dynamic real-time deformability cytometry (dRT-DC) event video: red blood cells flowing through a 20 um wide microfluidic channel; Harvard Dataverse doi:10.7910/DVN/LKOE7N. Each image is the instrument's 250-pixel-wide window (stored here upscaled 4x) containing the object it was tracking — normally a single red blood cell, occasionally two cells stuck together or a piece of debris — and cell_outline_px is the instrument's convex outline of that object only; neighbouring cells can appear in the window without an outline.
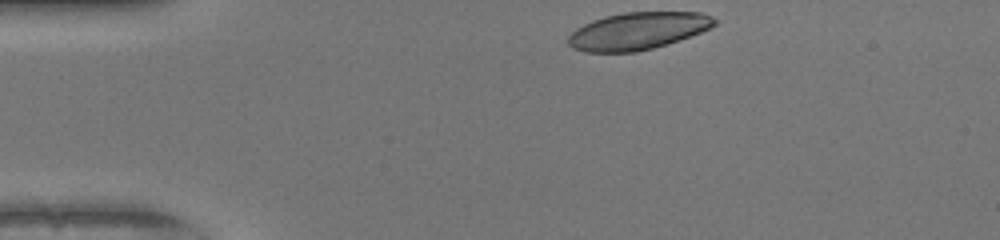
{"species": "human", "species_latin": "Homo sapiens", "temperature_condition": "warm", "stored_images_in_passage": 32, "camera_frame_rate_fps": 3000, "um_per_image_px": 0.085, "donor": {"sex": "female"}, "frame": {"image": 1, "passage_image": 1, "time_ms": 0.0, "image_size_px": [1000, 240], "cell_outline_px": [[716, 24], [700, 32], [652, 48], [636, 52], [584, 52], [572, 48], [568, 44], [568, 36], [576, 28], [592, 20], [604, 16], [624, 12], [700, 12], [716, 20]], "centroid_in_image_um": [54.13, 2.63], "position_along_channel_um": 30.9, "area_um2": 31.44}}
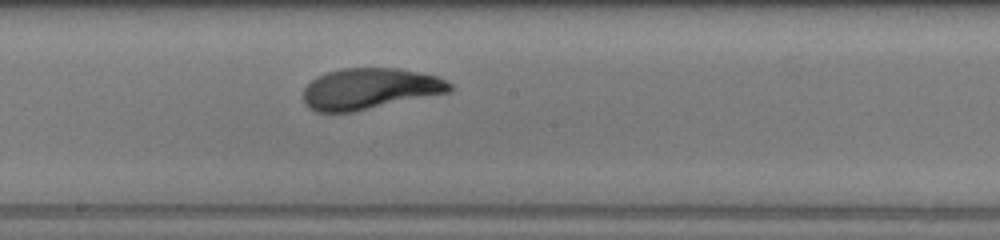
{"frame": {"image": 2, "passage_image": 19, "time_ms": 6.0, "image_size_px": [1000, 240], "cell_outline_px": [[452, 92], [356, 112], [316, 112], [308, 108], [304, 104], [304, 88], [316, 76], [340, 68], [400, 68], [436, 76], [452, 84]], "centroid_in_image_um": [31.43, 7.56], "position_along_channel_um": 216.8, "area_um2": 35.49}}
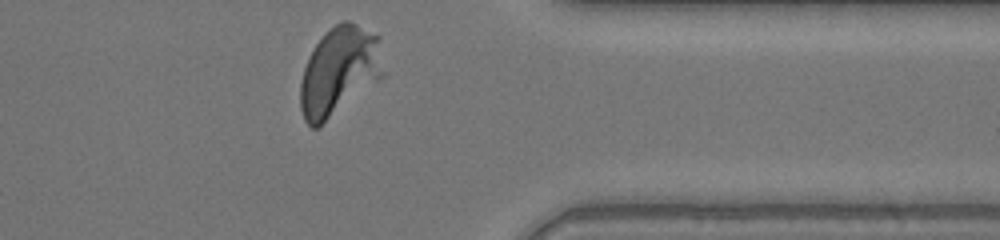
{"frame": {"image": 3, "passage_image": 32, "time_ms": 10.333, "image_size_px": [1000, 240], "cell_outline_px": [[384, 76], [320, 128], [312, 128], [304, 120], [300, 108], [300, 84], [304, 68], [308, 56], [316, 44], [328, 28], [344, 20], [348, 20], [380, 36], [384, 72]], "centroid_in_image_um": [28.84, 6.07], "position_along_channel_um": 382.6, "area_um2": 43.64}, "authors_computed_cell_mechanics": {"area_um2": 35.5181, "velocity_mm_per_s": 4.0862, "shape_relaxation_time_tau1_ms": 2.488, "shape_relaxation_time_tau2_ms": 0.7685, "deformation_change_tau1": 0.1764, "deformation_change_tau2": 0.0546}}